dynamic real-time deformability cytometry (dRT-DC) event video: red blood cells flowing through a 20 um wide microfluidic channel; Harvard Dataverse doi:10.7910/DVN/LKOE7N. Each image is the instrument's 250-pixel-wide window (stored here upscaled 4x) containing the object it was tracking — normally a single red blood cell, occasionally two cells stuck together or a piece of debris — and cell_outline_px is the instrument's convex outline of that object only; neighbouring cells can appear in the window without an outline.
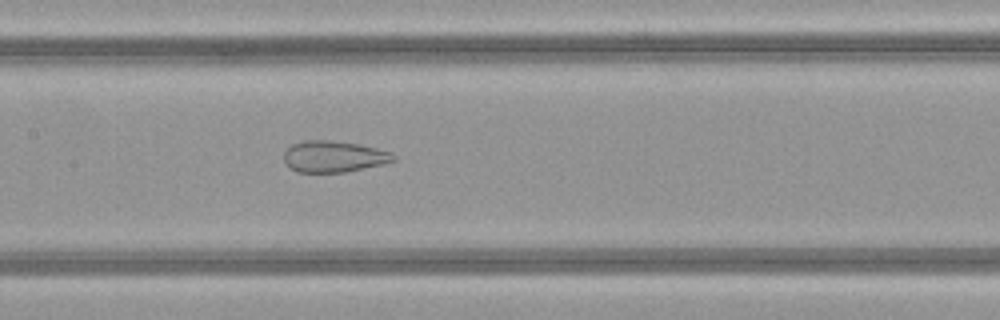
{"species": "common noctule bat (a hibernating species)", "species_latin": "Nyctalus noctula", "temperature_condition": "warm", "stored_images_in_passage": 48, "camera_frame_rate_fps": 3000, "um_per_image_px": 0.085, "animal": {"sex": "female", "body_mass_g": 21.9}, "frame": {"image": 1, "passage_image": 22, "time_ms": 7.0, "image_size_px": [1000, 320], "cell_outline_px": [[396, 160], [384, 164], [344, 172], [296, 172], [288, 168], [284, 164], [284, 152], [292, 144], [304, 140], [328, 140], [360, 144], [392, 152], [396, 156]], "centroid_in_image_um": [28.35, 13.31], "position_along_channel_um": 179.0, "area_um2": 20.23}}
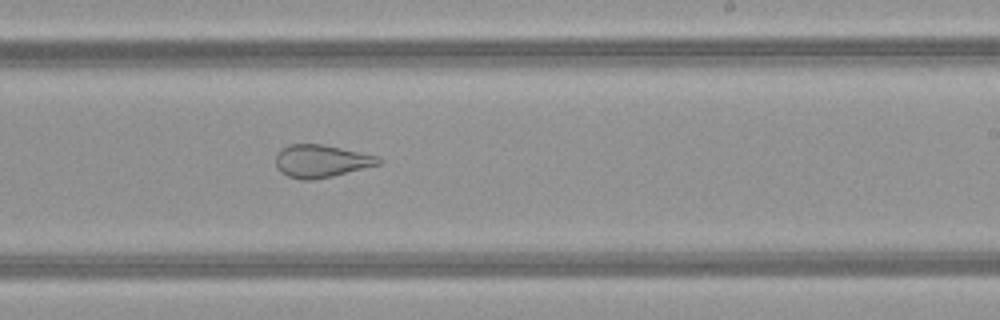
{"frame": {"image": 2, "passage_image": 28, "time_ms": 9.0, "image_size_px": [1000, 320], "cell_outline_px": [[384, 160], [380, 164], [332, 176], [312, 180], [300, 180], [288, 176], [280, 172], [276, 168], [276, 152], [288, 144], [320, 144], [340, 148], [376, 156]], "centroid_in_image_um": [27.25, 13.7], "position_along_channel_um": 261.8, "area_um2": 19.48}}
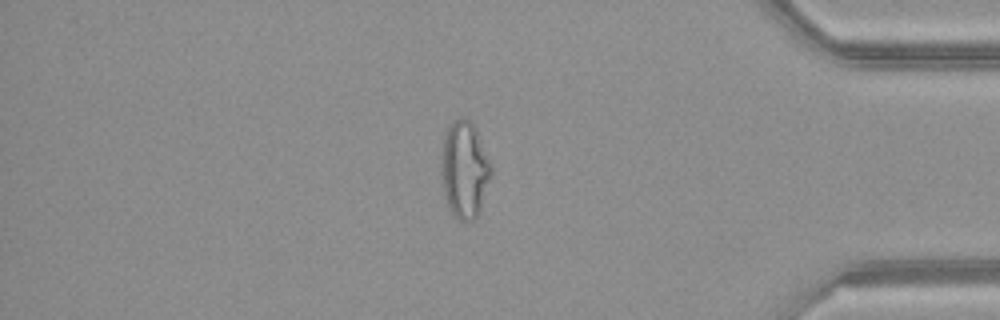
{"frame": {"image": 3, "passage_image": 40, "time_ms": 13.0, "image_size_px": [1000, 320], "cell_outline_px": [[492, 172], [480, 212], [476, 220], [460, 220], [452, 216], [444, 192], [440, 176], [440, 152], [444, 136], [448, 128], [460, 116], [472, 120], [476, 128], [492, 164]], "centroid_in_image_um": [39.48, 14.41], "position_along_channel_um": 395.7, "area_um2": 28.78}, "authors_computed_cell_mechanics": {"area_um2": 28.4376, "velocity_mm_per_s": 4.1546, "shape_relaxation_time_tau1_ms": null, "shape_relaxation_time_tau2_ms": 1.1731, "deformation_change_tau1": null, "deformation_change_tau2": 0.0989}}